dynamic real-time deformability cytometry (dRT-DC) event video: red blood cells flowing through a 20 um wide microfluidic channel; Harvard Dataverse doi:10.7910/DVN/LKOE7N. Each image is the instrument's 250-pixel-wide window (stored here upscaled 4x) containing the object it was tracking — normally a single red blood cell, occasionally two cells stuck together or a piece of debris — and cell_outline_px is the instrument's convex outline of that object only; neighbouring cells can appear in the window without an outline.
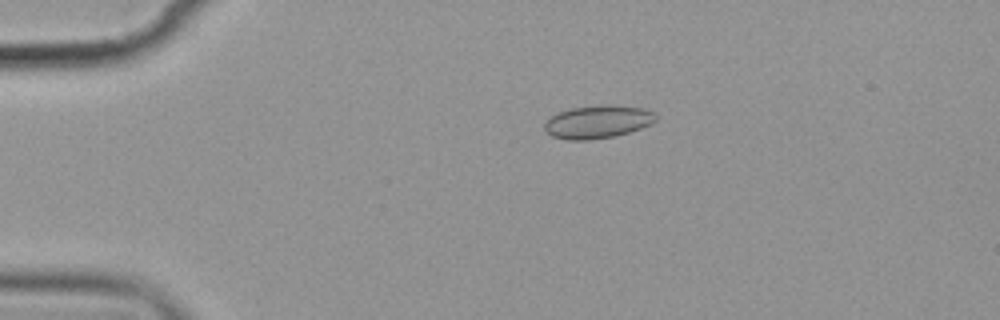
{"species": "common noctule bat (a hibernating species)", "species_latin": "Nyctalus noctula", "temperature_condition": "cold", "stored_images_in_passage": 7, "camera_frame_rate_fps": 3000, "um_per_image_px": 0.085, "animal": {"sex": "female", "body_mass_g": 19.9}, "frame": {"image": 1, "passage_image": 3, "time_ms": 3.0, "image_size_px": [1000, 320], "cell_outline_px": [[656, 120], [640, 128], [616, 136], [588, 140], [568, 140], [552, 136], [544, 132], [544, 124], [548, 116], [572, 108], [600, 104], [612, 104], [644, 108], [652, 112], [656, 116]], "centroid_in_image_um": [50.75, 10.35], "position_along_channel_um": 34.2, "area_um2": 21.56}}
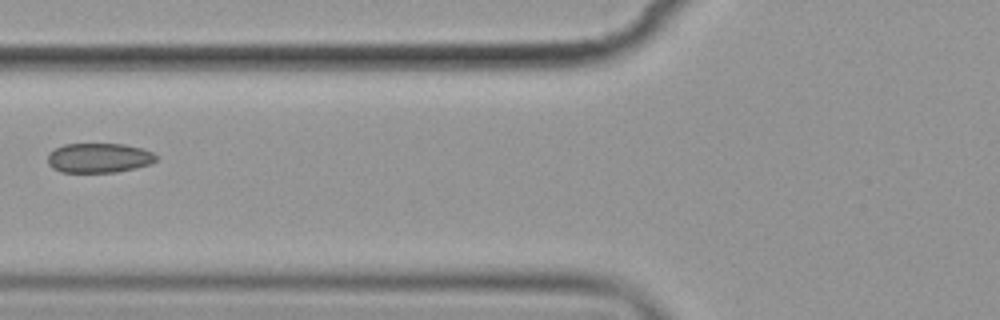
{"frame": {"image": 2, "passage_image": 6, "time_ms": 6.667, "image_size_px": [1000, 320], "cell_outline_px": [[160, 156], [152, 164], [136, 168], [116, 172], [60, 172], [52, 168], [48, 164], [48, 152], [64, 144], [124, 144], [144, 148]], "centroid_in_image_um": [8.44, 13.42], "position_along_channel_um": 117.4, "area_um2": 19.02}}
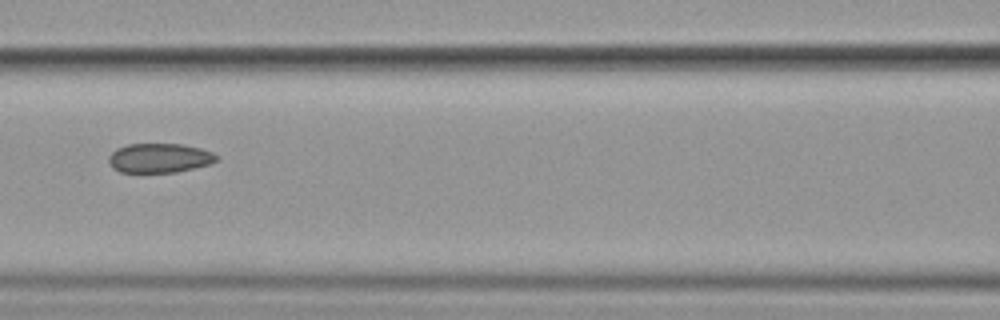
{"frame": {"image": 3, "passage_image": 7, "time_ms": 7.667, "image_size_px": [1000, 320], "cell_outline_px": [[220, 160], [208, 164], [176, 172], [120, 172], [112, 168], [108, 160], [108, 156], [116, 148], [128, 144], [184, 144], [200, 148], [212, 152], [220, 156]], "centroid_in_image_um": [13.56, 13.42], "position_along_channel_um": 153.0, "area_um2": 18.55}}